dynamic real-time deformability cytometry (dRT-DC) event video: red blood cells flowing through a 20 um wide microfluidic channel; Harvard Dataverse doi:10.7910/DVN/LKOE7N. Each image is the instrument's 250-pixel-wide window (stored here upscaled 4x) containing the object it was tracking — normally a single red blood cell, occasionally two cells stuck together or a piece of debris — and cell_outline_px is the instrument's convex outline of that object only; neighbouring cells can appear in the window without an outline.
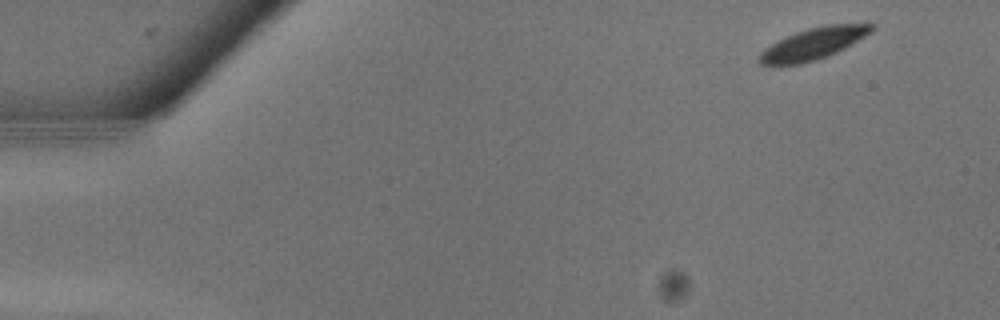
{"species": "common noctule bat (a hibernating species)", "species_latin": "Nyctalus noctula", "temperature_condition": "warm", "stored_images_in_passage": 13, "camera_frame_rate_fps": 3000, "um_per_image_px": 0.085, "animal": {"sex": "male", "body_mass_g": 13.3}, "frame": {"image": 1, "passage_image": 1, "time_ms": 0.0, "image_size_px": [1000, 320], "cell_outline_px": [[876, 28], [872, 32], [844, 48], [828, 56], [816, 60], [800, 64], [772, 68], [760, 64], [760, 52], [764, 48], [796, 32], [808, 28], [828, 24], [864, 20], [868, 20], [876, 24]], "centroid_in_image_um": [69.23, 3.68], "position_along_channel_um": 15.8, "area_um2": 21.62}}
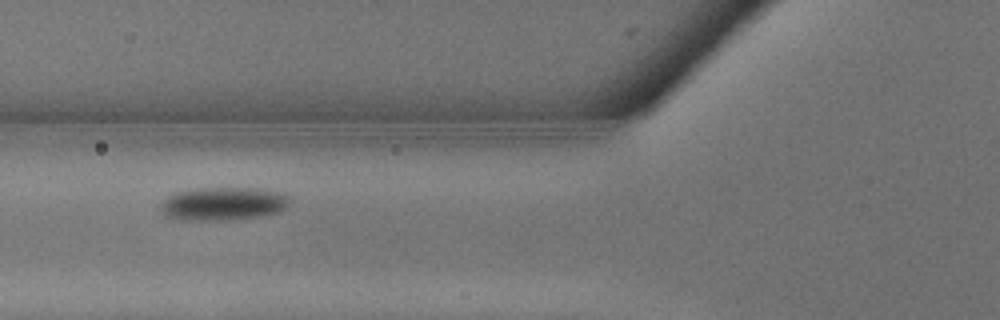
{"frame": {"image": 2, "passage_image": 10, "time_ms": 3.0, "image_size_px": [1000, 320], "cell_outline_px": [[292, 200], [280, 212], [260, 216], [224, 220], [184, 220], [168, 216], [160, 208], [164, 200], [168, 196], [176, 192], [200, 188], [260, 188], [280, 192], [292, 196]], "centroid_in_image_um": [19.05, 17.3], "position_along_channel_um": 106.8, "area_um2": 24.97}}
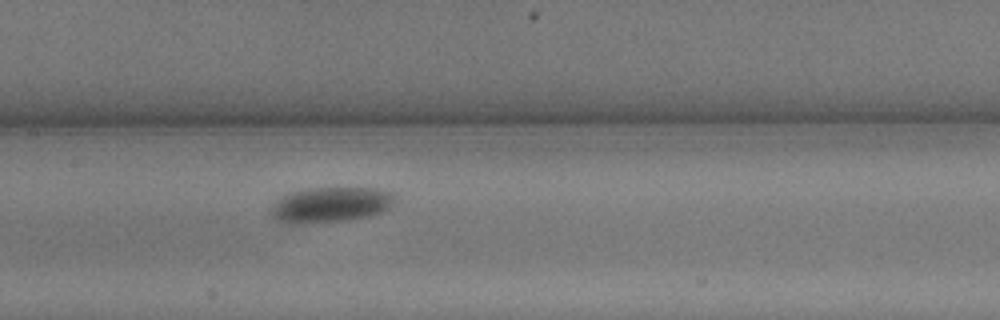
{"frame": {"image": 3, "passage_image": 13, "time_ms": 4.0, "image_size_px": [1000, 320], "cell_outline_px": [[396, 200], [384, 212], [372, 216], [344, 220], [296, 224], [292, 224], [276, 220], [268, 212], [272, 204], [280, 196], [292, 192], [308, 188], [380, 188], [396, 192]], "centroid_in_image_um": [28.13, 17.39], "position_along_channel_um": 179.3, "area_um2": 26.01}}